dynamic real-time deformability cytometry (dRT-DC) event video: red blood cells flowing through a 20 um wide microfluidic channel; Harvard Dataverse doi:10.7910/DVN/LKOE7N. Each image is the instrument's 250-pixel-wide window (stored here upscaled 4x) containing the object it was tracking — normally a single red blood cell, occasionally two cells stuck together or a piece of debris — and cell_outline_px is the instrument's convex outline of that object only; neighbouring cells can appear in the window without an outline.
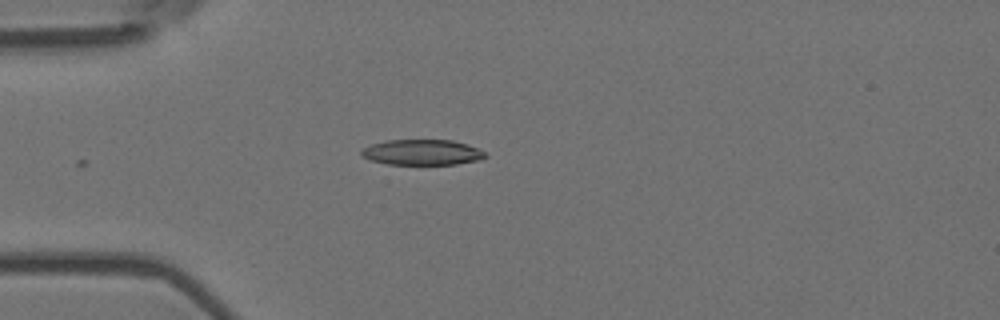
{"species": "Egyptian fruit bat (a non-hibernating species)", "species_latin": "Rousettus aegyptiacus", "temperature_condition": "room temperature", "stored_images_in_passage": 6, "camera_frame_rate_fps": 3000, "um_per_image_px": 0.085, "animal": {"sex": "female"}, "frame": {"image": 1, "passage_image": 5, "time_ms": 1.333, "image_size_px": [1000, 320], "cell_outline_px": [[488, 156], [480, 160], [456, 164], [388, 164], [372, 160], [364, 156], [360, 152], [364, 148], [372, 144], [384, 140], [452, 140], [468, 144], [484, 152]], "centroid_in_image_um": [35.92, 12.94], "position_along_channel_um": 49.1, "area_um2": 18.26}}